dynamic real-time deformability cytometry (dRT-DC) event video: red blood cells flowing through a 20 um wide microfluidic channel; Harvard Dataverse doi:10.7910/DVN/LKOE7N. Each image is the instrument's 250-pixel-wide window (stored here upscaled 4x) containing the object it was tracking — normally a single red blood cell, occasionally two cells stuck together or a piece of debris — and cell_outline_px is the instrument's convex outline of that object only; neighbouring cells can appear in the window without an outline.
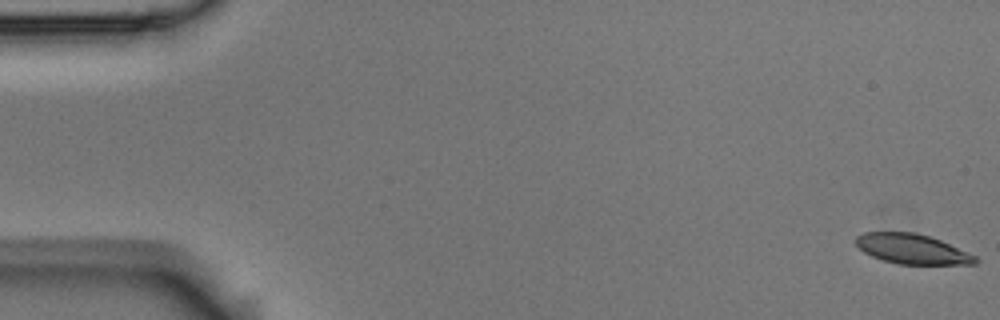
{"species": "Egyptian fruit bat (a non-hibernating species)", "species_latin": "Rousettus aegyptiacus", "temperature_condition": "room temperature", "stored_images_in_passage": 56, "camera_frame_rate_fps": 3000, "um_per_image_px": 0.085, "animal": {"sex": "male"}, "frame": {"image": 1, "passage_image": 1, "time_ms": 0.0, "image_size_px": [1000, 320], "cell_outline_px": [[980, 260], [976, 264], [896, 264], [880, 260], [864, 252], [856, 244], [856, 236], [864, 232], [912, 232], [928, 236], [940, 240], [976, 256]], "centroid_in_image_um": [77.52, 21.17], "position_along_channel_um": 7.5, "area_um2": 20.75}}
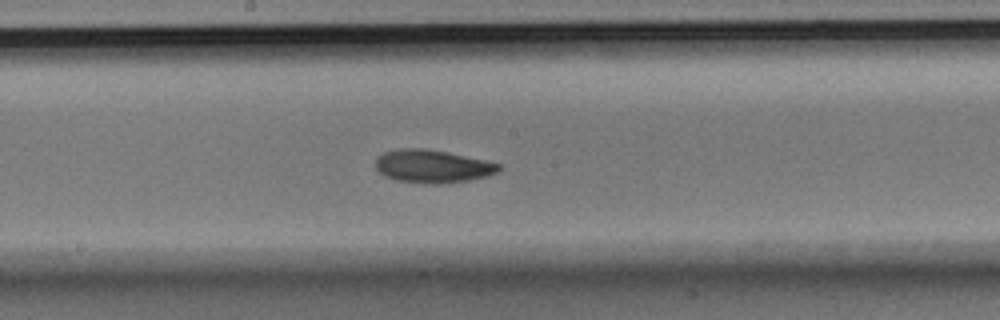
{"frame": {"image": 2, "passage_image": 30, "time_ms": 9.667, "image_size_px": [1000, 320], "cell_outline_px": [[500, 168], [496, 172], [488, 176], [468, 180], [440, 184], [428, 184], [396, 180], [384, 176], [376, 168], [376, 156], [384, 152], [396, 148], [424, 148], [484, 160], [500, 164]], "centroid_in_image_um": [36.7, 14.14], "position_along_channel_um": 211.5, "area_um2": 23.58}}
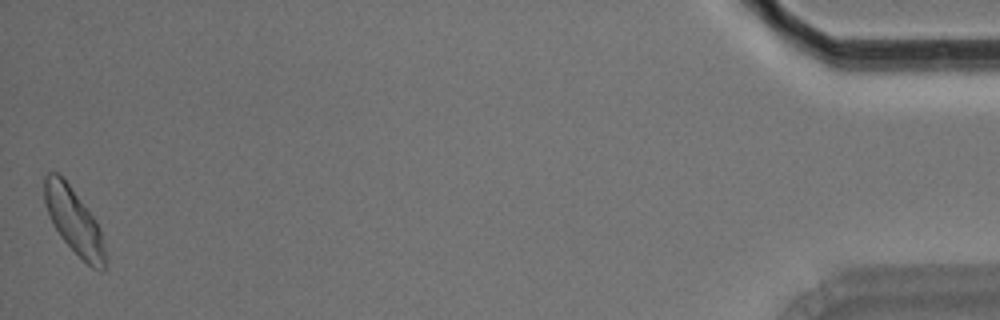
{"frame": {"image": 3, "passage_image": 56, "time_ms": 18.333, "image_size_px": [1000, 320], "cell_outline_px": [[108, 260], [104, 268], [100, 272], [92, 268], [60, 236], [48, 212], [44, 200], [44, 176], [48, 172], [56, 172], [68, 184], [96, 220], [100, 228]], "centroid_in_image_um": [6.32, 18.82], "position_along_channel_um": 428.9, "area_um2": 22.83}, "authors_computed_cell_mechanics": {"area_um2": 22.7154, "velocity_mm_per_s": 3.5926, "shape_relaxation_time_tau1_ms": 3.5499, "shape_relaxation_time_tau2_ms": 3.6951, "deformation_change_tau1": 0.1208, "deformation_change_tau2": 0.0746}}